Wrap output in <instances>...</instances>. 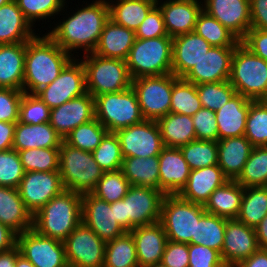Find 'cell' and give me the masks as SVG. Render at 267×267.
<instances>
[{
	"mask_svg": "<svg viewBox=\"0 0 267 267\" xmlns=\"http://www.w3.org/2000/svg\"><path fill=\"white\" fill-rule=\"evenodd\" d=\"M15 0L0 7V44L28 42L36 33Z\"/></svg>",
	"mask_w": 267,
	"mask_h": 267,
	"instance_id": "obj_33",
	"label": "cell"
},
{
	"mask_svg": "<svg viewBox=\"0 0 267 267\" xmlns=\"http://www.w3.org/2000/svg\"><path fill=\"white\" fill-rule=\"evenodd\" d=\"M158 158L160 191L165 195H177L189 178L188 163L180 148L164 147Z\"/></svg>",
	"mask_w": 267,
	"mask_h": 267,
	"instance_id": "obj_24",
	"label": "cell"
},
{
	"mask_svg": "<svg viewBox=\"0 0 267 267\" xmlns=\"http://www.w3.org/2000/svg\"><path fill=\"white\" fill-rule=\"evenodd\" d=\"M172 40L170 36L136 38L125 60L131 78L172 73Z\"/></svg>",
	"mask_w": 267,
	"mask_h": 267,
	"instance_id": "obj_5",
	"label": "cell"
},
{
	"mask_svg": "<svg viewBox=\"0 0 267 267\" xmlns=\"http://www.w3.org/2000/svg\"><path fill=\"white\" fill-rule=\"evenodd\" d=\"M251 28L267 30V0H250Z\"/></svg>",
	"mask_w": 267,
	"mask_h": 267,
	"instance_id": "obj_60",
	"label": "cell"
},
{
	"mask_svg": "<svg viewBox=\"0 0 267 267\" xmlns=\"http://www.w3.org/2000/svg\"><path fill=\"white\" fill-rule=\"evenodd\" d=\"M180 150L191 170L218 164L217 141L195 139Z\"/></svg>",
	"mask_w": 267,
	"mask_h": 267,
	"instance_id": "obj_47",
	"label": "cell"
},
{
	"mask_svg": "<svg viewBox=\"0 0 267 267\" xmlns=\"http://www.w3.org/2000/svg\"><path fill=\"white\" fill-rule=\"evenodd\" d=\"M82 222L103 241L108 242L126 231L115 220L114 203H108L92 193L82 194Z\"/></svg>",
	"mask_w": 267,
	"mask_h": 267,
	"instance_id": "obj_17",
	"label": "cell"
},
{
	"mask_svg": "<svg viewBox=\"0 0 267 267\" xmlns=\"http://www.w3.org/2000/svg\"><path fill=\"white\" fill-rule=\"evenodd\" d=\"M225 226V218L205 212L196 222L195 238H191V244L207 246L221 254Z\"/></svg>",
	"mask_w": 267,
	"mask_h": 267,
	"instance_id": "obj_38",
	"label": "cell"
},
{
	"mask_svg": "<svg viewBox=\"0 0 267 267\" xmlns=\"http://www.w3.org/2000/svg\"><path fill=\"white\" fill-rule=\"evenodd\" d=\"M109 20V6L106 0H95L46 33L64 51L74 57L73 51L83 49L84 54L96 48L105 23ZM73 52V54H72Z\"/></svg>",
	"mask_w": 267,
	"mask_h": 267,
	"instance_id": "obj_1",
	"label": "cell"
},
{
	"mask_svg": "<svg viewBox=\"0 0 267 267\" xmlns=\"http://www.w3.org/2000/svg\"><path fill=\"white\" fill-rule=\"evenodd\" d=\"M253 147L244 135L217 141L218 166L229 180L240 175Z\"/></svg>",
	"mask_w": 267,
	"mask_h": 267,
	"instance_id": "obj_27",
	"label": "cell"
},
{
	"mask_svg": "<svg viewBox=\"0 0 267 267\" xmlns=\"http://www.w3.org/2000/svg\"><path fill=\"white\" fill-rule=\"evenodd\" d=\"M129 232L135 242L139 267L161 263L168 238L160 222L138 226Z\"/></svg>",
	"mask_w": 267,
	"mask_h": 267,
	"instance_id": "obj_25",
	"label": "cell"
},
{
	"mask_svg": "<svg viewBox=\"0 0 267 267\" xmlns=\"http://www.w3.org/2000/svg\"><path fill=\"white\" fill-rule=\"evenodd\" d=\"M19 255L20 251L17 246L11 250L0 252V267H15L16 259Z\"/></svg>",
	"mask_w": 267,
	"mask_h": 267,
	"instance_id": "obj_65",
	"label": "cell"
},
{
	"mask_svg": "<svg viewBox=\"0 0 267 267\" xmlns=\"http://www.w3.org/2000/svg\"><path fill=\"white\" fill-rule=\"evenodd\" d=\"M26 42L0 44V88L22 90Z\"/></svg>",
	"mask_w": 267,
	"mask_h": 267,
	"instance_id": "obj_32",
	"label": "cell"
},
{
	"mask_svg": "<svg viewBox=\"0 0 267 267\" xmlns=\"http://www.w3.org/2000/svg\"><path fill=\"white\" fill-rule=\"evenodd\" d=\"M267 215V186L244 188L237 220L255 228Z\"/></svg>",
	"mask_w": 267,
	"mask_h": 267,
	"instance_id": "obj_40",
	"label": "cell"
},
{
	"mask_svg": "<svg viewBox=\"0 0 267 267\" xmlns=\"http://www.w3.org/2000/svg\"><path fill=\"white\" fill-rule=\"evenodd\" d=\"M95 118V99L90 93L71 99L50 110V125L64 139L79 125Z\"/></svg>",
	"mask_w": 267,
	"mask_h": 267,
	"instance_id": "obj_19",
	"label": "cell"
},
{
	"mask_svg": "<svg viewBox=\"0 0 267 267\" xmlns=\"http://www.w3.org/2000/svg\"><path fill=\"white\" fill-rule=\"evenodd\" d=\"M24 174L18 151H0V186L18 189Z\"/></svg>",
	"mask_w": 267,
	"mask_h": 267,
	"instance_id": "obj_52",
	"label": "cell"
},
{
	"mask_svg": "<svg viewBox=\"0 0 267 267\" xmlns=\"http://www.w3.org/2000/svg\"><path fill=\"white\" fill-rule=\"evenodd\" d=\"M80 58L85 69L86 90L94 98L105 93H117L132 86L125 60L106 58L93 53Z\"/></svg>",
	"mask_w": 267,
	"mask_h": 267,
	"instance_id": "obj_7",
	"label": "cell"
},
{
	"mask_svg": "<svg viewBox=\"0 0 267 267\" xmlns=\"http://www.w3.org/2000/svg\"><path fill=\"white\" fill-rule=\"evenodd\" d=\"M244 136L255 146H267V100L250 101Z\"/></svg>",
	"mask_w": 267,
	"mask_h": 267,
	"instance_id": "obj_44",
	"label": "cell"
},
{
	"mask_svg": "<svg viewBox=\"0 0 267 267\" xmlns=\"http://www.w3.org/2000/svg\"><path fill=\"white\" fill-rule=\"evenodd\" d=\"M25 19L33 26L36 21L49 19L65 8L66 0H15ZM35 22V23H34Z\"/></svg>",
	"mask_w": 267,
	"mask_h": 267,
	"instance_id": "obj_51",
	"label": "cell"
},
{
	"mask_svg": "<svg viewBox=\"0 0 267 267\" xmlns=\"http://www.w3.org/2000/svg\"><path fill=\"white\" fill-rule=\"evenodd\" d=\"M150 267H167V266L163 265L162 263H157V264L150 266Z\"/></svg>",
	"mask_w": 267,
	"mask_h": 267,
	"instance_id": "obj_69",
	"label": "cell"
},
{
	"mask_svg": "<svg viewBox=\"0 0 267 267\" xmlns=\"http://www.w3.org/2000/svg\"><path fill=\"white\" fill-rule=\"evenodd\" d=\"M194 31L211 46L236 47L241 41L205 11L198 15Z\"/></svg>",
	"mask_w": 267,
	"mask_h": 267,
	"instance_id": "obj_41",
	"label": "cell"
},
{
	"mask_svg": "<svg viewBox=\"0 0 267 267\" xmlns=\"http://www.w3.org/2000/svg\"><path fill=\"white\" fill-rule=\"evenodd\" d=\"M47 34H38L26 42L23 92L36 94L51 84L73 59Z\"/></svg>",
	"mask_w": 267,
	"mask_h": 267,
	"instance_id": "obj_2",
	"label": "cell"
},
{
	"mask_svg": "<svg viewBox=\"0 0 267 267\" xmlns=\"http://www.w3.org/2000/svg\"><path fill=\"white\" fill-rule=\"evenodd\" d=\"M109 19L114 23L136 31L157 0H107ZM111 2V3H110ZM115 2V3H112Z\"/></svg>",
	"mask_w": 267,
	"mask_h": 267,
	"instance_id": "obj_36",
	"label": "cell"
},
{
	"mask_svg": "<svg viewBox=\"0 0 267 267\" xmlns=\"http://www.w3.org/2000/svg\"><path fill=\"white\" fill-rule=\"evenodd\" d=\"M259 249L253 227L238 221L226 219L224 243L221 258L226 267H235Z\"/></svg>",
	"mask_w": 267,
	"mask_h": 267,
	"instance_id": "obj_18",
	"label": "cell"
},
{
	"mask_svg": "<svg viewBox=\"0 0 267 267\" xmlns=\"http://www.w3.org/2000/svg\"><path fill=\"white\" fill-rule=\"evenodd\" d=\"M17 244V233L0 223V252L14 248Z\"/></svg>",
	"mask_w": 267,
	"mask_h": 267,
	"instance_id": "obj_62",
	"label": "cell"
},
{
	"mask_svg": "<svg viewBox=\"0 0 267 267\" xmlns=\"http://www.w3.org/2000/svg\"><path fill=\"white\" fill-rule=\"evenodd\" d=\"M138 39L168 36L160 8L155 5L135 31Z\"/></svg>",
	"mask_w": 267,
	"mask_h": 267,
	"instance_id": "obj_56",
	"label": "cell"
},
{
	"mask_svg": "<svg viewBox=\"0 0 267 267\" xmlns=\"http://www.w3.org/2000/svg\"><path fill=\"white\" fill-rule=\"evenodd\" d=\"M130 186L131 184L120 169L104 172L91 193L110 204L122 200L126 196Z\"/></svg>",
	"mask_w": 267,
	"mask_h": 267,
	"instance_id": "obj_48",
	"label": "cell"
},
{
	"mask_svg": "<svg viewBox=\"0 0 267 267\" xmlns=\"http://www.w3.org/2000/svg\"><path fill=\"white\" fill-rule=\"evenodd\" d=\"M115 133L123 158L159 156L164 148L159 126L154 120H144Z\"/></svg>",
	"mask_w": 267,
	"mask_h": 267,
	"instance_id": "obj_14",
	"label": "cell"
},
{
	"mask_svg": "<svg viewBox=\"0 0 267 267\" xmlns=\"http://www.w3.org/2000/svg\"><path fill=\"white\" fill-rule=\"evenodd\" d=\"M243 194L244 187L242 185L236 180H228L213 191L205 203L204 209L208 213L228 220L237 219Z\"/></svg>",
	"mask_w": 267,
	"mask_h": 267,
	"instance_id": "obj_34",
	"label": "cell"
},
{
	"mask_svg": "<svg viewBox=\"0 0 267 267\" xmlns=\"http://www.w3.org/2000/svg\"><path fill=\"white\" fill-rule=\"evenodd\" d=\"M50 110L36 94L24 93L20 102L19 121L26 124L49 122Z\"/></svg>",
	"mask_w": 267,
	"mask_h": 267,
	"instance_id": "obj_53",
	"label": "cell"
},
{
	"mask_svg": "<svg viewBox=\"0 0 267 267\" xmlns=\"http://www.w3.org/2000/svg\"><path fill=\"white\" fill-rule=\"evenodd\" d=\"M64 190L59 171L25 172L18 187L20 197L32 215Z\"/></svg>",
	"mask_w": 267,
	"mask_h": 267,
	"instance_id": "obj_16",
	"label": "cell"
},
{
	"mask_svg": "<svg viewBox=\"0 0 267 267\" xmlns=\"http://www.w3.org/2000/svg\"><path fill=\"white\" fill-rule=\"evenodd\" d=\"M235 180L244 188L267 186V146L253 147L242 172Z\"/></svg>",
	"mask_w": 267,
	"mask_h": 267,
	"instance_id": "obj_42",
	"label": "cell"
},
{
	"mask_svg": "<svg viewBox=\"0 0 267 267\" xmlns=\"http://www.w3.org/2000/svg\"><path fill=\"white\" fill-rule=\"evenodd\" d=\"M177 79L173 73L132 79L131 87L145 120L157 121L170 113L173 84Z\"/></svg>",
	"mask_w": 267,
	"mask_h": 267,
	"instance_id": "obj_10",
	"label": "cell"
},
{
	"mask_svg": "<svg viewBox=\"0 0 267 267\" xmlns=\"http://www.w3.org/2000/svg\"><path fill=\"white\" fill-rule=\"evenodd\" d=\"M16 246L35 267H69L64 242L41 236L34 229L17 234Z\"/></svg>",
	"mask_w": 267,
	"mask_h": 267,
	"instance_id": "obj_13",
	"label": "cell"
},
{
	"mask_svg": "<svg viewBox=\"0 0 267 267\" xmlns=\"http://www.w3.org/2000/svg\"><path fill=\"white\" fill-rule=\"evenodd\" d=\"M234 50L235 47L212 46L183 79L195 85L228 81Z\"/></svg>",
	"mask_w": 267,
	"mask_h": 267,
	"instance_id": "obj_21",
	"label": "cell"
},
{
	"mask_svg": "<svg viewBox=\"0 0 267 267\" xmlns=\"http://www.w3.org/2000/svg\"><path fill=\"white\" fill-rule=\"evenodd\" d=\"M215 116V111L204 107L192 116L196 139L218 141V126Z\"/></svg>",
	"mask_w": 267,
	"mask_h": 267,
	"instance_id": "obj_54",
	"label": "cell"
},
{
	"mask_svg": "<svg viewBox=\"0 0 267 267\" xmlns=\"http://www.w3.org/2000/svg\"><path fill=\"white\" fill-rule=\"evenodd\" d=\"M63 242L69 267H103L106 242L83 222Z\"/></svg>",
	"mask_w": 267,
	"mask_h": 267,
	"instance_id": "obj_11",
	"label": "cell"
},
{
	"mask_svg": "<svg viewBox=\"0 0 267 267\" xmlns=\"http://www.w3.org/2000/svg\"><path fill=\"white\" fill-rule=\"evenodd\" d=\"M228 180L218 164L194 169L177 195L183 200L205 205L213 191Z\"/></svg>",
	"mask_w": 267,
	"mask_h": 267,
	"instance_id": "obj_26",
	"label": "cell"
},
{
	"mask_svg": "<svg viewBox=\"0 0 267 267\" xmlns=\"http://www.w3.org/2000/svg\"><path fill=\"white\" fill-rule=\"evenodd\" d=\"M25 172L59 171V148H33L18 152Z\"/></svg>",
	"mask_w": 267,
	"mask_h": 267,
	"instance_id": "obj_46",
	"label": "cell"
},
{
	"mask_svg": "<svg viewBox=\"0 0 267 267\" xmlns=\"http://www.w3.org/2000/svg\"><path fill=\"white\" fill-rule=\"evenodd\" d=\"M203 11L218 20L240 41L251 28L250 0H203Z\"/></svg>",
	"mask_w": 267,
	"mask_h": 267,
	"instance_id": "obj_20",
	"label": "cell"
},
{
	"mask_svg": "<svg viewBox=\"0 0 267 267\" xmlns=\"http://www.w3.org/2000/svg\"><path fill=\"white\" fill-rule=\"evenodd\" d=\"M121 170L131 185L160 190L158 156L125 157Z\"/></svg>",
	"mask_w": 267,
	"mask_h": 267,
	"instance_id": "obj_37",
	"label": "cell"
},
{
	"mask_svg": "<svg viewBox=\"0 0 267 267\" xmlns=\"http://www.w3.org/2000/svg\"><path fill=\"white\" fill-rule=\"evenodd\" d=\"M241 43L252 53L267 61V30L250 28Z\"/></svg>",
	"mask_w": 267,
	"mask_h": 267,
	"instance_id": "obj_59",
	"label": "cell"
},
{
	"mask_svg": "<svg viewBox=\"0 0 267 267\" xmlns=\"http://www.w3.org/2000/svg\"><path fill=\"white\" fill-rule=\"evenodd\" d=\"M95 118L107 129L116 132L144 121L136 93L132 87L95 98Z\"/></svg>",
	"mask_w": 267,
	"mask_h": 267,
	"instance_id": "obj_8",
	"label": "cell"
},
{
	"mask_svg": "<svg viewBox=\"0 0 267 267\" xmlns=\"http://www.w3.org/2000/svg\"><path fill=\"white\" fill-rule=\"evenodd\" d=\"M212 46L195 31L172 40V73L183 78Z\"/></svg>",
	"mask_w": 267,
	"mask_h": 267,
	"instance_id": "obj_23",
	"label": "cell"
},
{
	"mask_svg": "<svg viewBox=\"0 0 267 267\" xmlns=\"http://www.w3.org/2000/svg\"><path fill=\"white\" fill-rule=\"evenodd\" d=\"M161 4V5H160ZM168 36H176L193 32L198 15L203 10V2L157 0Z\"/></svg>",
	"mask_w": 267,
	"mask_h": 267,
	"instance_id": "obj_22",
	"label": "cell"
},
{
	"mask_svg": "<svg viewBox=\"0 0 267 267\" xmlns=\"http://www.w3.org/2000/svg\"><path fill=\"white\" fill-rule=\"evenodd\" d=\"M107 132V129L94 118L90 122L79 125L63 140L70 146L93 152Z\"/></svg>",
	"mask_w": 267,
	"mask_h": 267,
	"instance_id": "obj_45",
	"label": "cell"
},
{
	"mask_svg": "<svg viewBox=\"0 0 267 267\" xmlns=\"http://www.w3.org/2000/svg\"><path fill=\"white\" fill-rule=\"evenodd\" d=\"M255 233L260 249L267 250V215L255 226Z\"/></svg>",
	"mask_w": 267,
	"mask_h": 267,
	"instance_id": "obj_66",
	"label": "cell"
},
{
	"mask_svg": "<svg viewBox=\"0 0 267 267\" xmlns=\"http://www.w3.org/2000/svg\"><path fill=\"white\" fill-rule=\"evenodd\" d=\"M82 194L64 190L33 215V229L41 236L64 241L82 222Z\"/></svg>",
	"mask_w": 267,
	"mask_h": 267,
	"instance_id": "obj_3",
	"label": "cell"
},
{
	"mask_svg": "<svg viewBox=\"0 0 267 267\" xmlns=\"http://www.w3.org/2000/svg\"><path fill=\"white\" fill-rule=\"evenodd\" d=\"M165 194L157 189L131 185L125 200L128 231L138 226L160 222L161 206Z\"/></svg>",
	"mask_w": 267,
	"mask_h": 267,
	"instance_id": "obj_15",
	"label": "cell"
},
{
	"mask_svg": "<svg viewBox=\"0 0 267 267\" xmlns=\"http://www.w3.org/2000/svg\"><path fill=\"white\" fill-rule=\"evenodd\" d=\"M205 212L204 205L183 200L178 195H165L160 223L168 240L191 244V238H195L196 222Z\"/></svg>",
	"mask_w": 267,
	"mask_h": 267,
	"instance_id": "obj_9",
	"label": "cell"
},
{
	"mask_svg": "<svg viewBox=\"0 0 267 267\" xmlns=\"http://www.w3.org/2000/svg\"><path fill=\"white\" fill-rule=\"evenodd\" d=\"M135 39L134 30L118 25L109 19L92 53L106 58L126 60Z\"/></svg>",
	"mask_w": 267,
	"mask_h": 267,
	"instance_id": "obj_29",
	"label": "cell"
},
{
	"mask_svg": "<svg viewBox=\"0 0 267 267\" xmlns=\"http://www.w3.org/2000/svg\"><path fill=\"white\" fill-rule=\"evenodd\" d=\"M23 90L0 88V121L17 123Z\"/></svg>",
	"mask_w": 267,
	"mask_h": 267,
	"instance_id": "obj_55",
	"label": "cell"
},
{
	"mask_svg": "<svg viewBox=\"0 0 267 267\" xmlns=\"http://www.w3.org/2000/svg\"><path fill=\"white\" fill-rule=\"evenodd\" d=\"M250 101L236 93L224 106L216 111L218 140L244 135Z\"/></svg>",
	"mask_w": 267,
	"mask_h": 267,
	"instance_id": "obj_28",
	"label": "cell"
},
{
	"mask_svg": "<svg viewBox=\"0 0 267 267\" xmlns=\"http://www.w3.org/2000/svg\"><path fill=\"white\" fill-rule=\"evenodd\" d=\"M201 108L196 85L178 78L173 84L170 113L193 116Z\"/></svg>",
	"mask_w": 267,
	"mask_h": 267,
	"instance_id": "obj_43",
	"label": "cell"
},
{
	"mask_svg": "<svg viewBox=\"0 0 267 267\" xmlns=\"http://www.w3.org/2000/svg\"><path fill=\"white\" fill-rule=\"evenodd\" d=\"M15 126L16 123L0 121V151L13 148Z\"/></svg>",
	"mask_w": 267,
	"mask_h": 267,
	"instance_id": "obj_61",
	"label": "cell"
},
{
	"mask_svg": "<svg viewBox=\"0 0 267 267\" xmlns=\"http://www.w3.org/2000/svg\"><path fill=\"white\" fill-rule=\"evenodd\" d=\"M87 93L83 63L74 57L59 76L36 95L50 108H56L71 99Z\"/></svg>",
	"mask_w": 267,
	"mask_h": 267,
	"instance_id": "obj_12",
	"label": "cell"
},
{
	"mask_svg": "<svg viewBox=\"0 0 267 267\" xmlns=\"http://www.w3.org/2000/svg\"><path fill=\"white\" fill-rule=\"evenodd\" d=\"M173 1H191V2H199L198 0H173Z\"/></svg>",
	"mask_w": 267,
	"mask_h": 267,
	"instance_id": "obj_70",
	"label": "cell"
},
{
	"mask_svg": "<svg viewBox=\"0 0 267 267\" xmlns=\"http://www.w3.org/2000/svg\"><path fill=\"white\" fill-rule=\"evenodd\" d=\"M103 267H139L135 242L129 231L106 242Z\"/></svg>",
	"mask_w": 267,
	"mask_h": 267,
	"instance_id": "obj_39",
	"label": "cell"
},
{
	"mask_svg": "<svg viewBox=\"0 0 267 267\" xmlns=\"http://www.w3.org/2000/svg\"><path fill=\"white\" fill-rule=\"evenodd\" d=\"M62 141L49 122L26 124L18 121L14 130L13 149L19 152L33 148H59Z\"/></svg>",
	"mask_w": 267,
	"mask_h": 267,
	"instance_id": "obj_30",
	"label": "cell"
},
{
	"mask_svg": "<svg viewBox=\"0 0 267 267\" xmlns=\"http://www.w3.org/2000/svg\"><path fill=\"white\" fill-rule=\"evenodd\" d=\"M92 154L104 172L117 171L122 168L123 156L120 142L114 132H107Z\"/></svg>",
	"mask_w": 267,
	"mask_h": 267,
	"instance_id": "obj_49",
	"label": "cell"
},
{
	"mask_svg": "<svg viewBox=\"0 0 267 267\" xmlns=\"http://www.w3.org/2000/svg\"><path fill=\"white\" fill-rule=\"evenodd\" d=\"M59 172L65 190L80 194L91 193L104 173L92 152L70 146L64 140L59 147Z\"/></svg>",
	"mask_w": 267,
	"mask_h": 267,
	"instance_id": "obj_6",
	"label": "cell"
},
{
	"mask_svg": "<svg viewBox=\"0 0 267 267\" xmlns=\"http://www.w3.org/2000/svg\"><path fill=\"white\" fill-rule=\"evenodd\" d=\"M161 263L167 267H189L188 244L168 240Z\"/></svg>",
	"mask_w": 267,
	"mask_h": 267,
	"instance_id": "obj_58",
	"label": "cell"
},
{
	"mask_svg": "<svg viewBox=\"0 0 267 267\" xmlns=\"http://www.w3.org/2000/svg\"><path fill=\"white\" fill-rule=\"evenodd\" d=\"M0 223L17 234L33 229V215L25 207L16 188L0 186Z\"/></svg>",
	"mask_w": 267,
	"mask_h": 267,
	"instance_id": "obj_31",
	"label": "cell"
},
{
	"mask_svg": "<svg viewBox=\"0 0 267 267\" xmlns=\"http://www.w3.org/2000/svg\"><path fill=\"white\" fill-rule=\"evenodd\" d=\"M189 267H226L221 254L207 246L188 244Z\"/></svg>",
	"mask_w": 267,
	"mask_h": 267,
	"instance_id": "obj_57",
	"label": "cell"
},
{
	"mask_svg": "<svg viewBox=\"0 0 267 267\" xmlns=\"http://www.w3.org/2000/svg\"><path fill=\"white\" fill-rule=\"evenodd\" d=\"M115 220L122 226L125 231H128V217H126L125 200L114 202Z\"/></svg>",
	"mask_w": 267,
	"mask_h": 267,
	"instance_id": "obj_64",
	"label": "cell"
},
{
	"mask_svg": "<svg viewBox=\"0 0 267 267\" xmlns=\"http://www.w3.org/2000/svg\"><path fill=\"white\" fill-rule=\"evenodd\" d=\"M156 122L164 147L180 148L196 139L192 116L168 113Z\"/></svg>",
	"mask_w": 267,
	"mask_h": 267,
	"instance_id": "obj_35",
	"label": "cell"
},
{
	"mask_svg": "<svg viewBox=\"0 0 267 267\" xmlns=\"http://www.w3.org/2000/svg\"><path fill=\"white\" fill-rule=\"evenodd\" d=\"M12 0H0V7L11 2Z\"/></svg>",
	"mask_w": 267,
	"mask_h": 267,
	"instance_id": "obj_68",
	"label": "cell"
},
{
	"mask_svg": "<svg viewBox=\"0 0 267 267\" xmlns=\"http://www.w3.org/2000/svg\"><path fill=\"white\" fill-rule=\"evenodd\" d=\"M15 267H35V266L20 254L16 259Z\"/></svg>",
	"mask_w": 267,
	"mask_h": 267,
	"instance_id": "obj_67",
	"label": "cell"
},
{
	"mask_svg": "<svg viewBox=\"0 0 267 267\" xmlns=\"http://www.w3.org/2000/svg\"><path fill=\"white\" fill-rule=\"evenodd\" d=\"M235 267H267V250L259 248L249 258L241 261Z\"/></svg>",
	"mask_w": 267,
	"mask_h": 267,
	"instance_id": "obj_63",
	"label": "cell"
},
{
	"mask_svg": "<svg viewBox=\"0 0 267 267\" xmlns=\"http://www.w3.org/2000/svg\"><path fill=\"white\" fill-rule=\"evenodd\" d=\"M229 82L249 100H267V61L240 42L233 52Z\"/></svg>",
	"mask_w": 267,
	"mask_h": 267,
	"instance_id": "obj_4",
	"label": "cell"
},
{
	"mask_svg": "<svg viewBox=\"0 0 267 267\" xmlns=\"http://www.w3.org/2000/svg\"><path fill=\"white\" fill-rule=\"evenodd\" d=\"M196 88L202 107L215 112L237 93L229 80L197 84Z\"/></svg>",
	"mask_w": 267,
	"mask_h": 267,
	"instance_id": "obj_50",
	"label": "cell"
}]
</instances>
